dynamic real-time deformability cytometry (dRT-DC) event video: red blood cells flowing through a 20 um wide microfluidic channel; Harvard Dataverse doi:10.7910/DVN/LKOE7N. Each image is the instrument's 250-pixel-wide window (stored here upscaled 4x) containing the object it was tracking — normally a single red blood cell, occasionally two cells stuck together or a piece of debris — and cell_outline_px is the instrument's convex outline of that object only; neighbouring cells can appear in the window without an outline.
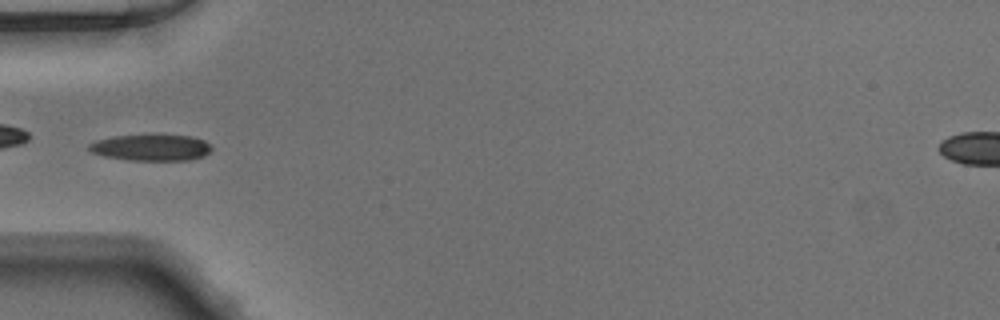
{"species": "Egyptian fruit bat (a non-hibernating species)", "species_latin": "Rousettus aegyptiacus", "temperature_condition": "warm", "stored_images_in_passage": 21, "camera_frame_rate_fps": 3000, "um_per_image_px": 0.085, "animal": {"sex": "male"}, "frame": {"image": 1, "passage_image": 1, "time_ms": 0.0, "image_size_px": [1000, 320], "cell_outline_px": [[212, 148], [204, 156], [188, 160], [128, 160], [104, 156], [92, 152], [88, 148], [88, 144], [96, 140], [112, 136], [152, 132], [156, 132], [192, 136], [204, 140]], "centroid_in_image_um": [12.83, 12.49], "position_along_channel_um": 72.2, "area_um2": 19.65}}
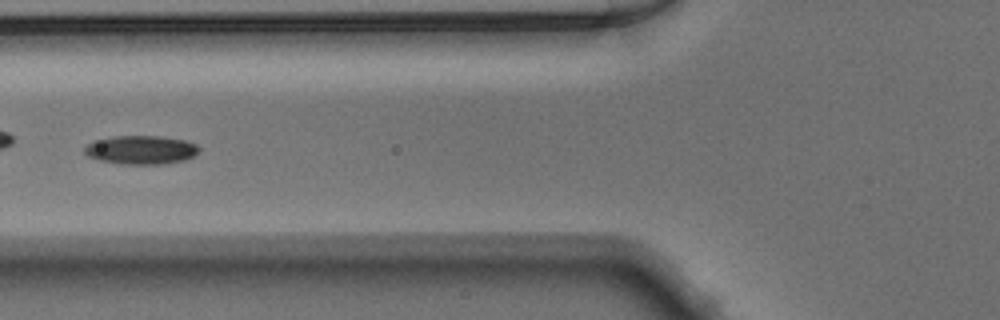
{"frame": {"image": 2, "passage_image": 4, "time_ms": 1.0, "image_size_px": [1000, 320], "cell_outline_px": [[200, 152], [184, 160], [160, 164], [124, 164], [100, 160], [88, 156], [84, 152], [84, 148], [88, 144], [96, 140], [116, 136], [160, 136], [184, 140], [196, 144], [200, 148]], "centroid_in_image_um": [12.01, 12.74], "position_along_channel_um": 113.8, "area_um2": 18.96}}